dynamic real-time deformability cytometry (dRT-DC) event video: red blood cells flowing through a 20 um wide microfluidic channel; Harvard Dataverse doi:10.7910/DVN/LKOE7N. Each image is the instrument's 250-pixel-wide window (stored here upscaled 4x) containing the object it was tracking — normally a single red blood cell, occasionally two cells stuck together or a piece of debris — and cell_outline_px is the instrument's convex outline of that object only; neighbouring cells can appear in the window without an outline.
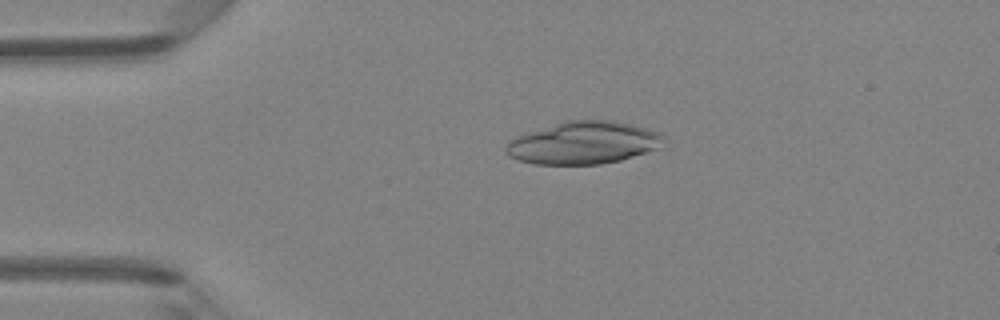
{"species": "Egyptian fruit bat (a non-hibernating species)", "species_latin": "Rousettus aegyptiacus", "temperature_condition": "room temperature", "stored_images_in_passage": 4, "camera_frame_rate_fps": 3000, "um_per_image_px": 0.085, "animal": {"sex": "female"}, "frame": {"image": 1, "passage_image": 3, "time_ms": 2.333, "image_size_px": [1000, 320], "cell_outline_px": [[664, 136], [656, 148], [620, 160], [600, 164], [532, 164], [508, 156], [504, 152], [504, 148], [512, 140], [520, 136], [564, 120], [616, 120], [632, 124], [660, 132]], "centroid_in_image_um": [49.58, 12.13], "position_along_channel_um": 35.4, "area_um2": 38.49}}